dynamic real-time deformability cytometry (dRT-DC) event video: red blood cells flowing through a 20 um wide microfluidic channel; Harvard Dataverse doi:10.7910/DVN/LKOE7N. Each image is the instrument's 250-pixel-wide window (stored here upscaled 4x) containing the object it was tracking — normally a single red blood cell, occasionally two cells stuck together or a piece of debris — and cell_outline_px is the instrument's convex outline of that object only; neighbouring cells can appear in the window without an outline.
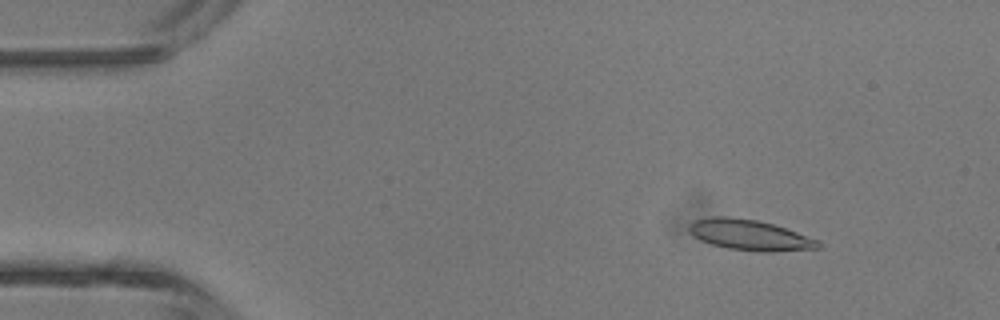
{"species": "common noctule bat (a hibernating species)", "species_latin": "Nyctalus noctula", "temperature_condition": "room temperature", "stored_images_in_passage": 4, "camera_frame_rate_fps": 3000, "um_per_image_px": 0.085, "animal": {"sex": "male", "body_mass_g": 13.3}, "frame": {"image": 1, "passage_image": 2, "time_ms": 1.0, "image_size_px": [1000, 320], "cell_outline_px": [[820, 248], [772, 252], [760, 252], [728, 248], [712, 244], [700, 240], [688, 228], [688, 224], [696, 220], [708, 216], [728, 216], [756, 220], [772, 224], [820, 240]], "centroid_in_image_um": [63.74, 19.97], "position_along_channel_um": 21.3, "area_um2": 22.89}}
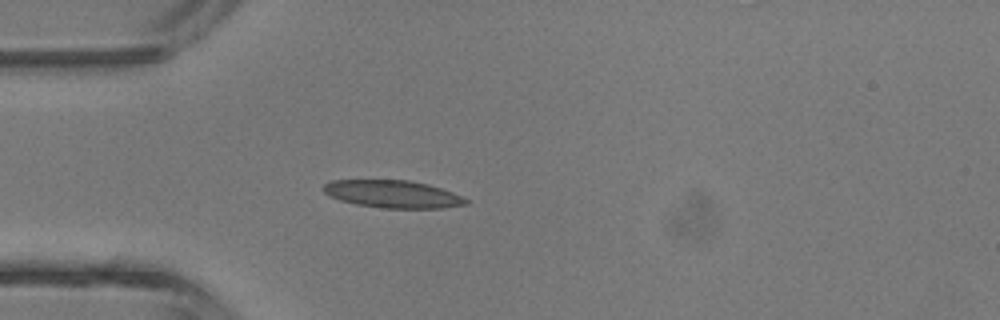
{"frame": {"image": 2, "passage_image": 4, "time_ms": 3.333, "image_size_px": [1000, 320], "cell_outline_px": [[468, 204], [440, 208], [384, 208], [356, 204], [340, 200], [328, 196], [320, 188], [324, 184], [332, 180], [408, 180], [428, 184], [452, 192], [468, 200]], "centroid_in_image_um": [33.33, 16.49], "position_along_channel_um": 51.7, "area_um2": 22.83}}